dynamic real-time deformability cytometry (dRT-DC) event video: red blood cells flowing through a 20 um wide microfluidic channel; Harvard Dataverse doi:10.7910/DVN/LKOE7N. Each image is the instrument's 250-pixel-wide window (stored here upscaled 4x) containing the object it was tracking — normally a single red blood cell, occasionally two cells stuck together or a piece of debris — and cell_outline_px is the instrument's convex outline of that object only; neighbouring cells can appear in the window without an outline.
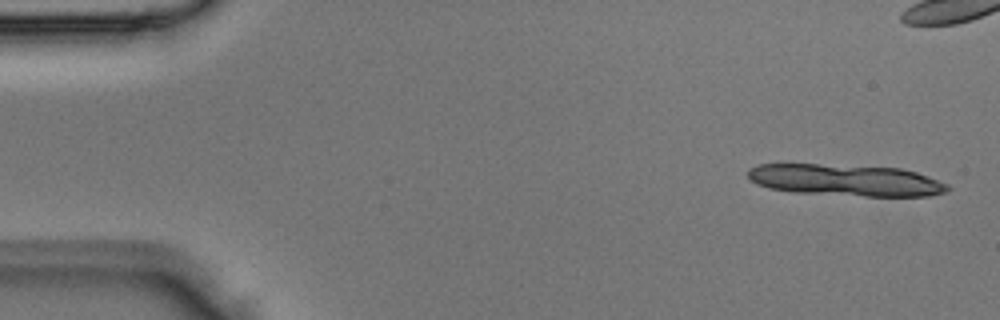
{"species": "Egyptian fruit bat (a non-hibernating species)", "species_latin": "Rousettus aegyptiacus", "temperature_condition": "room temperature", "stored_images_in_passage": 6, "camera_frame_rate_fps": 3000, "um_per_image_px": 0.085, "animal": {"sex": "male"}, "frame": {"image": 1, "passage_image": 1, "time_ms": 0.0, "image_size_px": [1000, 320], "cell_outline_px": [[952, 188], [948, 192], [928, 196], [864, 196], [792, 192], [768, 188], [756, 184], [748, 176], [748, 168], [760, 164], [816, 164], [900, 168], [916, 172], [928, 176], [948, 184]], "centroid_in_image_um": [71.91, 15.32], "position_along_channel_um": 13.1, "area_um2": 36.93}}